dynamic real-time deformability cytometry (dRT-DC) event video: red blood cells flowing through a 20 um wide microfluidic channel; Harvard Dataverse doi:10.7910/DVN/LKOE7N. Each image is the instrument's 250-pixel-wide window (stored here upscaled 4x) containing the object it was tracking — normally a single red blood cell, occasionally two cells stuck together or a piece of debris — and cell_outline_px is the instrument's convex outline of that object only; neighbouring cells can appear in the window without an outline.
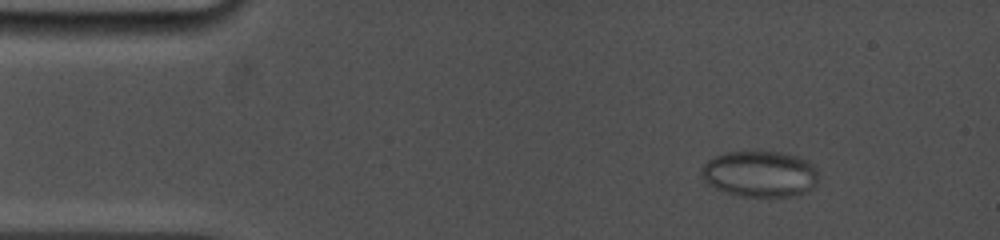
{"species": "common noctule bat (a hibernating species)", "species_latin": "Nyctalus noctula", "temperature_condition": "cold", "stored_images_in_passage": 72, "camera_frame_rate_fps": 5000, "um_per_image_px": 0.085, "animal": {"sex": "female", "body_mass_g": 19.0, "forearm_length_mm": 53.3}, "frame": {"image": 1, "passage_image": 7, "time_ms": 1.8, "image_size_px": [1000, 240], "cell_outline_px": [[816, 184], [812, 188], [804, 192], [788, 196], [744, 196], [728, 192], [716, 188], [708, 184], [700, 176], [700, 168], [708, 160], [724, 152], [780, 152], [796, 156], [812, 164], [816, 168]], "centroid_in_image_um": [64.55, 14.77], "position_along_channel_um": 20.5, "area_um2": 31.04}}
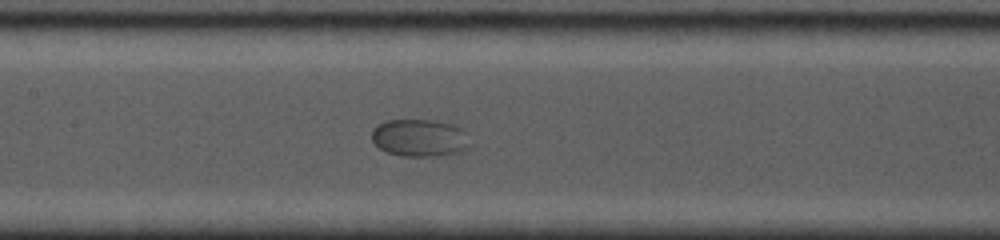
{"frame": {"image": 2, "passage_image": 31, "time_ms": 8.0, "image_size_px": [1000, 240], "cell_outline_px": [[464, 148], [460, 152], [436, 156], [400, 156], [388, 152], [380, 148], [372, 140], [372, 128], [388, 120], [436, 120], [452, 124], [460, 128], [464, 132]], "centroid_in_image_um": [35.58, 11.71], "position_along_channel_um": 171.8, "area_um2": 20.87}}
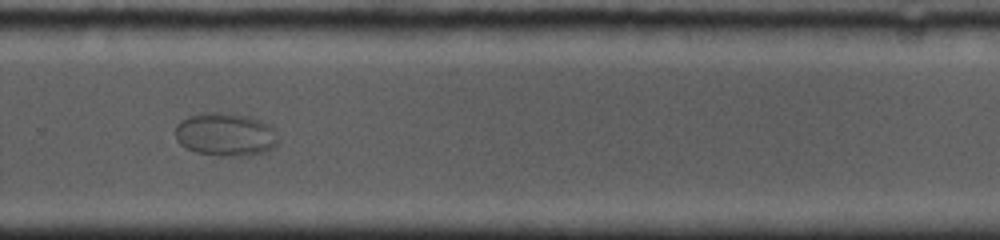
{"frame": {"image": 3, "passage_image": 51, "time_ms": 11.8, "image_size_px": [1000, 240], "cell_outline_px": [[276, 144], [272, 148], [248, 156], [224, 156], [196, 152], [180, 144], [176, 140], [176, 124], [180, 120], [188, 116], [208, 112], [216, 112], [248, 116], [260, 120], [268, 124], [272, 128], [276, 140]], "centroid_in_image_um": [19.11, 11.42], "position_along_channel_um": 310.7, "area_um2": 25.55}}